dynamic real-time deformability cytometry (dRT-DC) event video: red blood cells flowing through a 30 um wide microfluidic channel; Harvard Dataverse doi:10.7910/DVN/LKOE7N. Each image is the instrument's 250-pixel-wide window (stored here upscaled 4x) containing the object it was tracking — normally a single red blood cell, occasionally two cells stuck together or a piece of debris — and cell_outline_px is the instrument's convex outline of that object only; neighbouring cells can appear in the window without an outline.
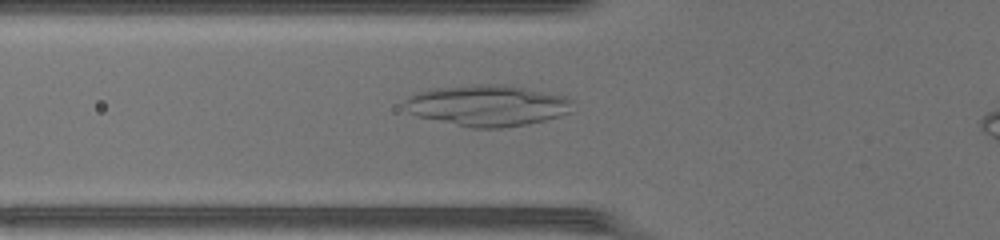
{"species": "common noctule bat (a hibernating species)", "species_latin": "Nyctalus noctula", "temperature_condition": "warm", "stored_images_in_passage": 38, "camera_frame_rate_fps": 3000, "um_per_image_px": 0.085, "animal": {"sex": "female", "body_mass_g": 17.0, "forearm_length_mm": 48.0}, "frame": {"image": 1, "passage_image": 12, "time_ms": 3.667, "image_size_px": [1000, 240], "cell_outline_px": [[556, 100], [552, 116], [520, 124], [468, 124], [424, 116], [420, 96], [436, 92], [480, 88], [520, 92]], "centroid_in_image_um": [41.37, 9.06], "position_along_channel_um": 84.4, "area_um2": 28.21}}
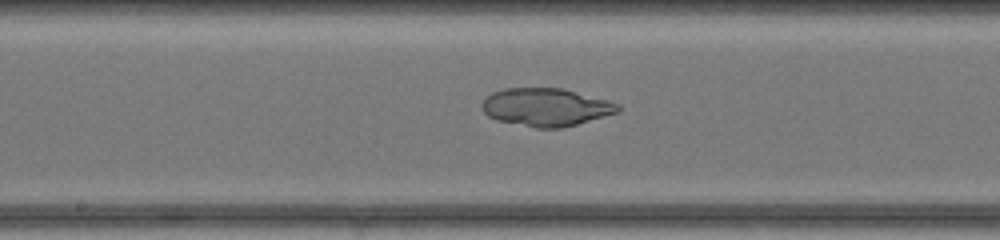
{"frame": {"image": 2, "passage_image": 20, "time_ms": 6.333, "image_size_px": [1000, 240], "cell_outline_px": [[620, 108], [616, 112], [572, 124], [552, 128], [548, 128], [500, 120], [492, 116], [484, 108], [484, 100], [488, 96], [496, 92], [516, 88], [556, 88], [572, 92], [612, 104]], "centroid_in_image_um": [46.34, 9.09], "position_along_channel_um": 201.9, "area_um2": 27.34}}
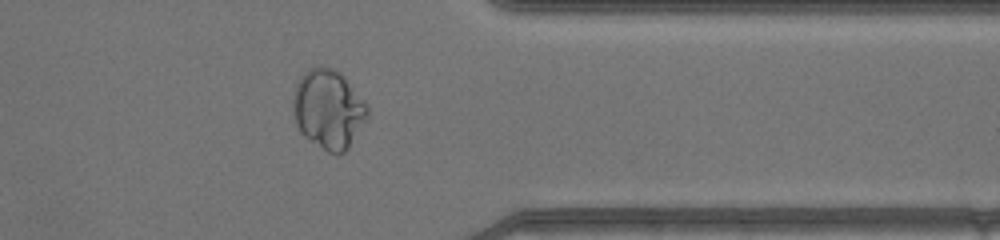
{"frame": {"image": 3, "passage_image": 33, "time_ms": 10.667, "image_size_px": [1000, 240], "cell_outline_px": [[364, 112], [348, 144], [340, 152], [328, 148], [304, 132], [300, 128], [296, 116], [296, 100], [300, 84], [312, 72], [332, 72], [340, 76], [344, 80], [364, 108]], "centroid_in_image_um": [27.88, 9.33], "position_along_channel_um": 383.5, "area_um2": 27.98}}